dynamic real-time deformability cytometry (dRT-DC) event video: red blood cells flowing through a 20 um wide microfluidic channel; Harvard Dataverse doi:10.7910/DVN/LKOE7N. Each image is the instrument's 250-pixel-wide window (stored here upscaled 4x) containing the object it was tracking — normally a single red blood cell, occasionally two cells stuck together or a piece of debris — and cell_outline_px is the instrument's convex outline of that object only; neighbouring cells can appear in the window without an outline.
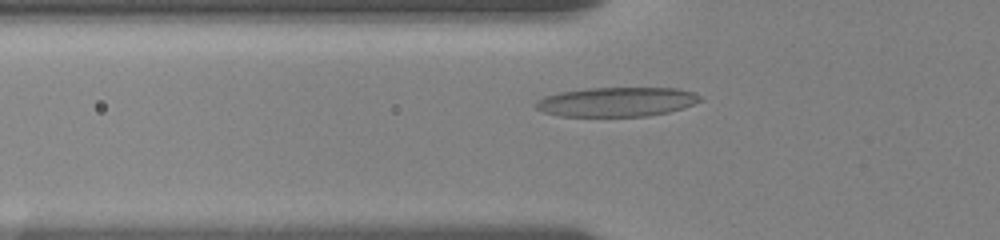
{"species": "human", "species_latin": "Homo sapiens", "temperature_condition": "room temperature", "stored_images_in_passage": 51, "camera_frame_rate_fps": 3000, "um_per_image_px": 0.085, "donor": {"sex": "female"}, "frame": {"image": 1, "passage_image": 15, "time_ms": 4.667, "image_size_px": [1000, 240], "cell_outline_px": [[704, 100], [668, 112], [644, 116], [560, 116], [544, 112], [536, 108], [536, 100], [544, 96], [560, 92], [588, 88], [676, 88], [696, 92]], "centroid_in_image_um": [52.42, 8.65], "position_along_channel_um": 73.4, "area_um2": 28.03}}
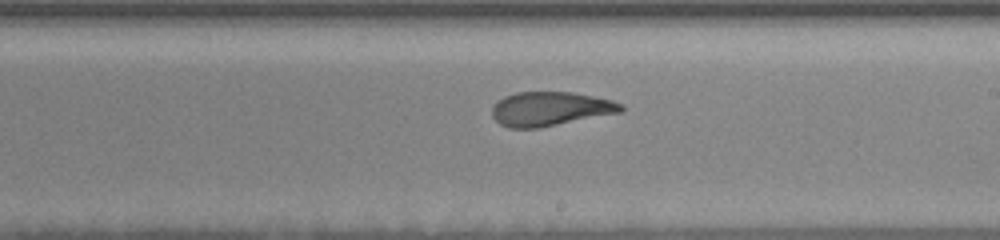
{"frame": {"image": 2, "passage_image": 29, "time_ms": 9.333, "image_size_px": [1000, 240], "cell_outline_px": [[624, 112], [540, 128], [508, 128], [500, 124], [492, 116], [492, 108], [496, 100], [504, 96], [516, 92], [572, 92], [612, 100], [624, 104]], "centroid_in_image_um": [46.79, 9.26], "position_along_channel_um": 242.2, "area_um2": 26.01}}
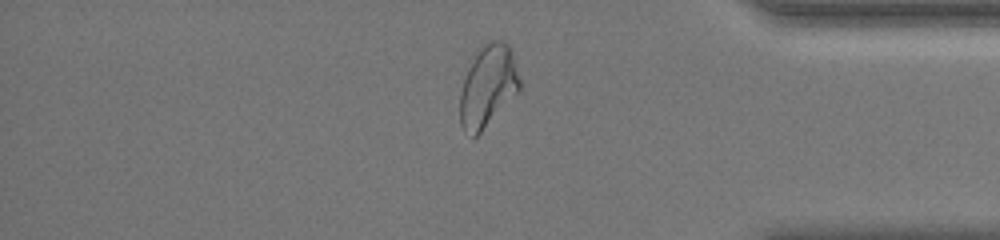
{"frame": {"image": 3, "passage_image": 43, "time_ms": 14.0, "image_size_px": [1000, 240], "cell_outline_px": [[520, 88], [480, 132], [472, 140], [464, 132], [460, 124], [460, 92], [468, 68], [480, 44], [484, 40], [504, 40], [508, 44], [520, 80]], "centroid_in_image_um": [41.42, 7.29], "position_along_channel_um": 393.8, "area_um2": 28.15}, "authors_computed_cell_mechanics": {"area_um2": 26.7614, "velocity_mm_per_s": 3.6141, "shape_relaxation_time_tau1_ms": null, "shape_relaxation_time_tau2_ms": 1.2919, "deformation_change_tau1": null, "deformation_change_tau2": 0.0816}}